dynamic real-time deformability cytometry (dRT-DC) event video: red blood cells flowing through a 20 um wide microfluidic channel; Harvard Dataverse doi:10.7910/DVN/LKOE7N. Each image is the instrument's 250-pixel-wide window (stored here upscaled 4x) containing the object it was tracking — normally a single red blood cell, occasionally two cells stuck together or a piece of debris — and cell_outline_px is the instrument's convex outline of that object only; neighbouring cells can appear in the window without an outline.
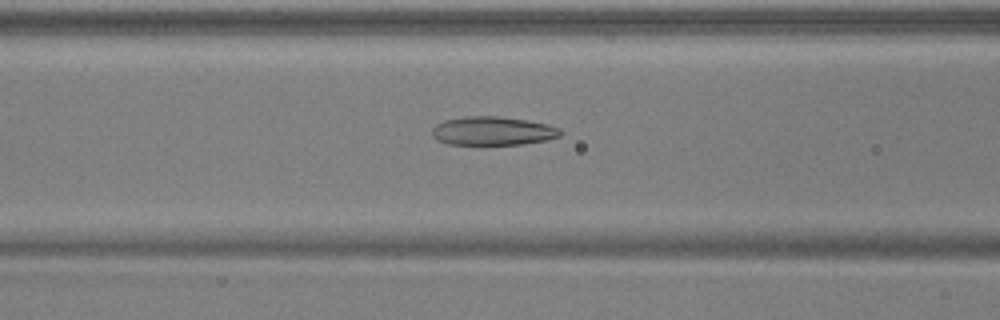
{"species": "common noctule bat (a hibernating species)", "species_latin": "Nyctalus noctula", "temperature_condition": "warm", "stored_images_in_passage": 46, "camera_frame_rate_fps": 3000, "um_per_image_px": 0.085, "animal": {"sex": "male", "body_mass_g": 17.9, "forearm_length_mm": 54.2}, "frame": {"image": 1, "passage_image": 16, "time_ms": 5.0, "image_size_px": [1000, 320], "cell_outline_px": [[564, 132], [560, 136], [544, 140], [524, 144], [448, 144], [436, 140], [432, 136], [432, 128], [436, 124], [444, 120], [468, 116], [496, 116], [528, 120], [548, 124], [560, 128]], "centroid_in_image_um": [41.89, 11.12], "position_along_channel_um": 124.7, "area_um2": 21.5}}
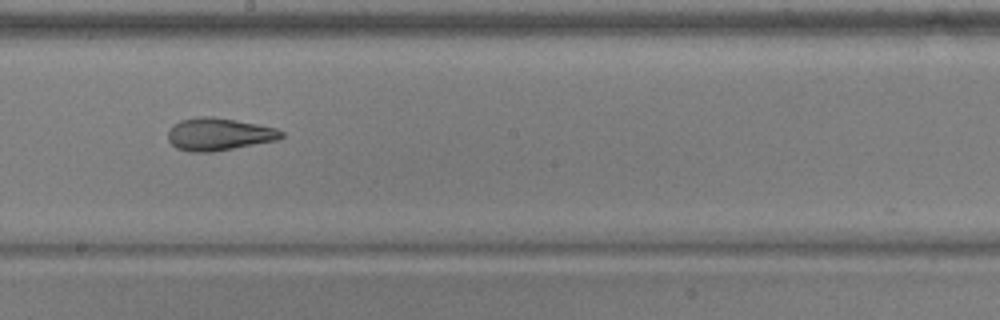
{"frame": {"image": 2, "passage_image": 24, "time_ms": 7.667, "image_size_px": [1000, 320], "cell_outline_px": [[284, 136], [276, 140], [212, 152], [188, 152], [176, 148], [168, 140], [168, 132], [172, 124], [180, 120], [196, 116], [212, 116], [236, 120], [276, 128], [284, 132]], "centroid_in_image_um": [18.56, 11.4], "position_along_channel_um": 229.6, "area_um2": 21.56}}
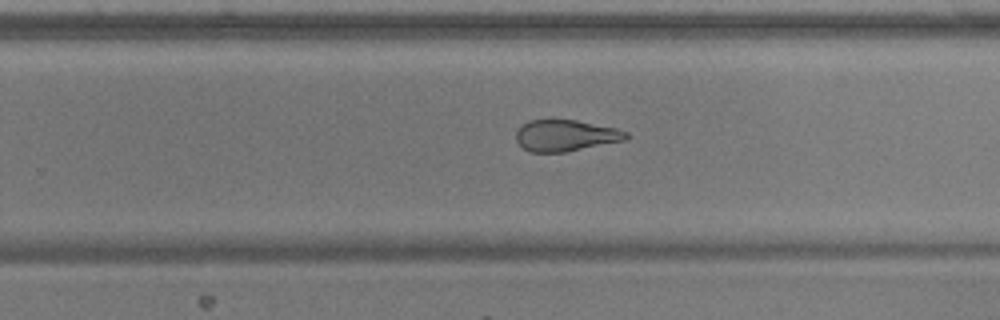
{"frame": {"image": 3, "passage_image": 28, "time_ms": 9.0, "image_size_px": [1000, 320], "cell_outline_px": [[628, 136], [624, 140], [564, 152], [528, 152], [516, 140], [516, 132], [528, 120], [552, 116], [576, 120], [616, 128], [628, 132]], "centroid_in_image_um": [48.02, 11.47], "position_along_channel_um": 281.8, "area_um2": 20.52}, "authors_computed_cell_mechanics": {"area_um2": 23.409, "velocity_mm_per_s": 3.93, "shape_relaxation_time_tau1_ms": 6.6126, "shape_relaxation_time_tau2_ms": 2.52, "deformation_change_tau1": 0.1825, "deformation_change_tau2": 0.1027}}